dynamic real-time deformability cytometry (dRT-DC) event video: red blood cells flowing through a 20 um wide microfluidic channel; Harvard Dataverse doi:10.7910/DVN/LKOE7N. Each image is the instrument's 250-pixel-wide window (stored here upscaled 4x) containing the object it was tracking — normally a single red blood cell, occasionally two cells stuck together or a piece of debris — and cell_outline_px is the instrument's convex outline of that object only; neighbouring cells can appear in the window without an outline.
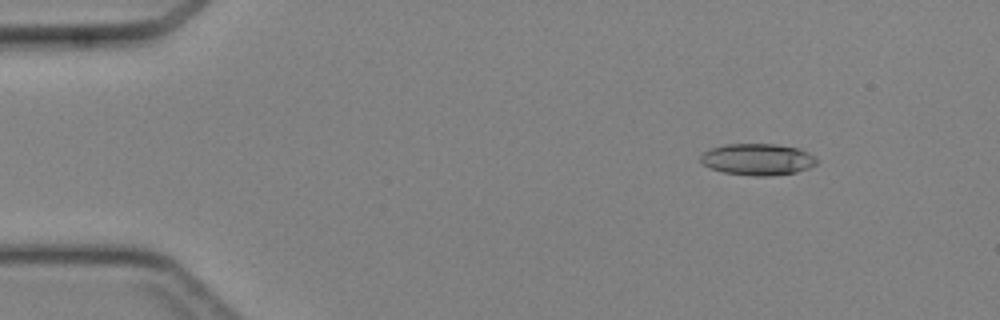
{"species": "Egyptian fruit bat (a non-hibernating species)", "species_latin": "Rousettus aegyptiacus", "temperature_condition": "cold", "stored_images_in_passage": 40, "camera_frame_rate_fps": 3000, "um_per_image_px": 0.085, "animal": {"sex": "female"}, "frame": {"image": 1, "passage_image": 3, "time_ms": 0.667, "image_size_px": [1000, 320], "cell_outline_px": [[816, 164], [808, 168], [796, 172], [772, 176], [752, 176], [724, 172], [708, 168], [700, 164], [700, 156], [704, 152], [712, 148], [724, 144], [776, 144], [800, 148], [808, 152], [816, 160]], "centroid_in_image_um": [64.36, 13.55], "position_along_channel_um": 20.6, "area_um2": 21.5}}
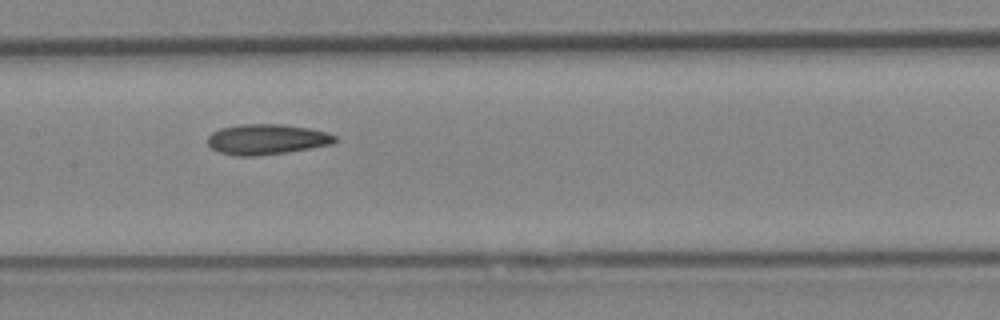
{"frame": {"image": 2, "passage_image": 18, "time_ms": 5.667, "image_size_px": [1000, 320], "cell_outline_px": [[336, 140], [328, 144], [288, 152], [256, 156], [236, 156], [216, 152], [208, 144], [208, 136], [212, 132], [220, 128], [240, 124], [280, 124], [308, 128], [328, 132], [336, 136]], "centroid_in_image_um": [22.61, 11.84], "position_along_channel_um": 184.8, "area_um2": 22.48}}
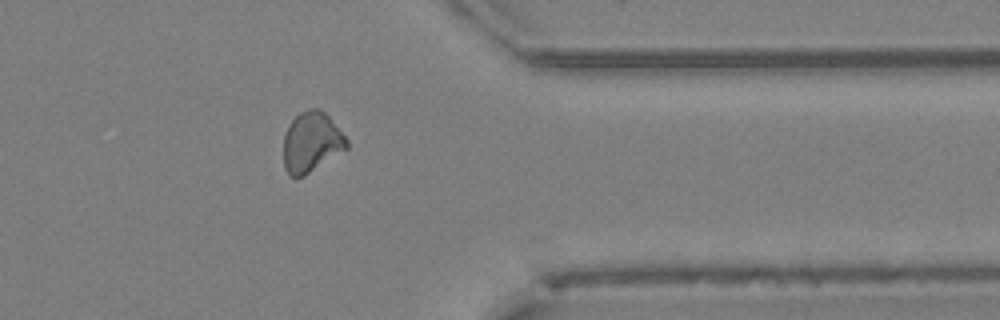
{"frame": {"image": 3, "passage_image": 32, "time_ms": 10.333, "image_size_px": [1000, 320], "cell_outline_px": [[348, 148], [304, 176], [296, 180], [284, 168], [284, 132], [288, 124], [300, 112], [308, 108], [316, 108], [324, 112], [328, 116], [348, 140]], "centroid_in_image_um": [26.45, 12.09], "position_along_channel_um": 384.9, "area_um2": 22.2}}